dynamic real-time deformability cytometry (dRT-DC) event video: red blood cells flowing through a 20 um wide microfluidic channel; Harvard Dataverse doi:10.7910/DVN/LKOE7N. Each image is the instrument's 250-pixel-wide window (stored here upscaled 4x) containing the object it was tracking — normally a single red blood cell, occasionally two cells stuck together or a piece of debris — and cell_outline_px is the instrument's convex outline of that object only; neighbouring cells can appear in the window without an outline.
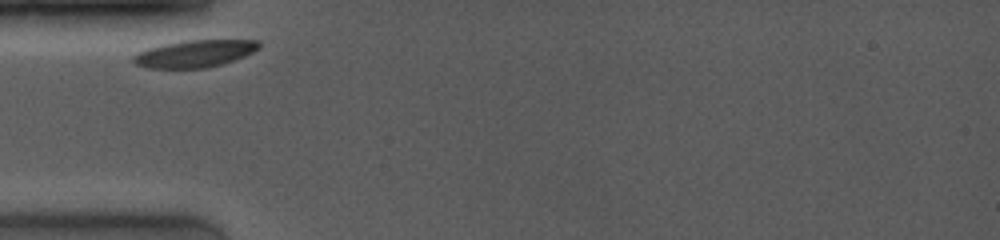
{"species": "common noctule bat (a hibernating species)", "species_latin": "Nyctalus noctula", "temperature_condition": "room temperature", "stored_images_in_passage": 10, "camera_frame_rate_fps": 4000, "um_per_image_px": 0.085, "animal": {"sex": "female", "body_mass_g": 19.0, "forearm_length_mm": 53.3}, "frame": {"image": 1, "passage_image": 1, "time_ms": 0.0, "image_size_px": [1000, 240], "cell_outline_px": [[260, 48], [244, 56], [220, 64], [204, 68], [148, 68], [136, 64], [132, 60], [132, 56], [148, 48], [164, 44], [188, 40], [260, 40]], "centroid_in_image_um": [16.55, 4.55], "position_along_channel_um": 68.5, "area_um2": 19.65}}
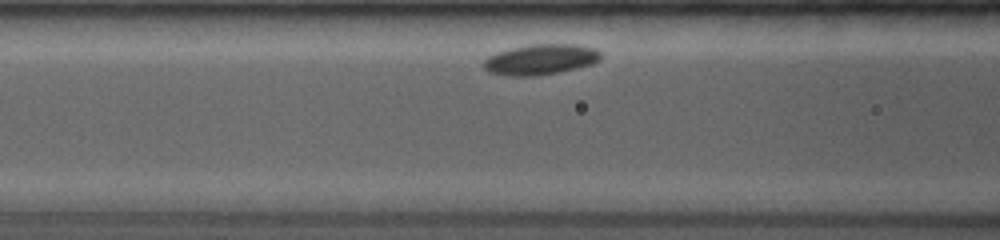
{"frame": {"image": 2, "passage_image": 5, "time_ms": 1.5, "image_size_px": [1000, 240], "cell_outline_px": [[600, 60], [592, 64], [560, 72], [536, 76], [504, 76], [488, 72], [484, 68], [484, 60], [488, 56], [496, 52], [512, 48], [532, 44], [576, 44], [596, 48], [600, 52]], "centroid_in_image_um": [45.94, 5.06], "position_along_channel_um": 120.7, "area_um2": 20.98}}